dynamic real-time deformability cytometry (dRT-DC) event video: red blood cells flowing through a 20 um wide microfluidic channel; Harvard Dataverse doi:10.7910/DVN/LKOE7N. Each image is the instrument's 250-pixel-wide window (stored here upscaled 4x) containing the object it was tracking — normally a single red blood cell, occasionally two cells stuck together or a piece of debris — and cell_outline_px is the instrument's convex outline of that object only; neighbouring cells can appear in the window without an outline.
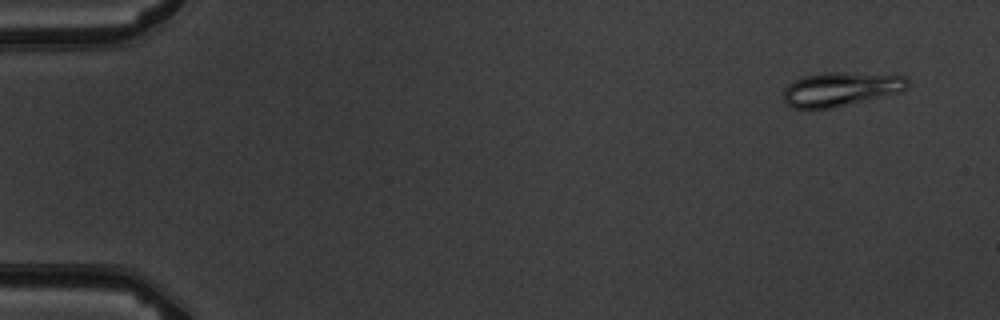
{"species": "common noctule bat (a hibernating species)", "species_latin": "Nyctalus noctula", "temperature_condition": "warm", "stored_images_in_passage": 5, "camera_frame_rate_fps": 3000, "um_per_image_px": 0.085, "animal": {"sex": "male", "body_mass_g": 19.5, "forearm_length_mm": 54.6}, "frame": {"image": 1, "passage_image": 2, "time_ms": 1.0, "image_size_px": [1000, 320], "cell_outline_px": [[908, 88], [904, 92], [828, 108], [792, 108], [784, 100], [784, 88], [788, 84], [804, 76], [824, 72], [844, 72], [908, 76]], "centroid_in_image_um": [71.51, 7.56], "position_along_channel_um": 13.5, "area_um2": 24.57}}